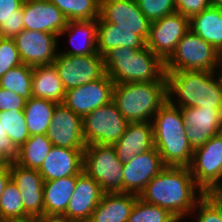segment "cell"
<instances>
[{
	"mask_svg": "<svg viewBox=\"0 0 222 222\" xmlns=\"http://www.w3.org/2000/svg\"><path fill=\"white\" fill-rule=\"evenodd\" d=\"M203 195L204 191L195 183L189 167L166 166L138 198L166 209L180 221L194 214L193 209Z\"/></svg>",
	"mask_w": 222,
	"mask_h": 222,
	"instance_id": "obj_1",
	"label": "cell"
},
{
	"mask_svg": "<svg viewBox=\"0 0 222 222\" xmlns=\"http://www.w3.org/2000/svg\"><path fill=\"white\" fill-rule=\"evenodd\" d=\"M165 72L167 100L172 105L179 108H222V83L216 75V71L183 70Z\"/></svg>",
	"mask_w": 222,
	"mask_h": 222,
	"instance_id": "obj_2",
	"label": "cell"
},
{
	"mask_svg": "<svg viewBox=\"0 0 222 222\" xmlns=\"http://www.w3.org/2000/svg\"><path fill=\"white\" fill-rule=\"evenodd\" d=\"M154 147L165 166L189 167L194 150L186 137L181 109L168 100L152 119Z\"/></svg>",
	"mask_w": 222,
	"mask_h": 222,
	"instance_id": "obj_3",
	"label": "cell"
},
{
	"mask_svg": "<svg viewBox=\"0 0 222 222\" xmlns=\"http://www.w3.org/2000/svg\"><path fill=\"white\" fill-rule=\"evenodd\" d=\"M103 57L105 73L115 84L167 81L165 62L147 46L112 48Z\"/></svg>",
	"mask_w": 222,
	"mask_h": 222,
	"instance_id": "obj_4",
	"label": "cell"
},
{
	"mask_svg": "<svg viewBox=\"0 0 222 222\" xmlns=\"http://www.w3.org/2000/svg\"><path fill=\"white\" fill-rule=\"evenodd\" d=\"M112 101L129 123L152 122L167 101V81L115 84Z\"/></svg>",
	"mask_w": 222,
	"mask_h": 222,
	"instance_id": "obj_5",
	"label": "cell"
},
{
	"mask_svg": "<svg viewBox=\"0 0 222 222\" xmlns=\"http://www.w3.org/2000/svg\"><path fill=\"white\" fill-rule=\"evenodd\" d=\"M83 171L99 183L103 192L123 193V163L113 145L90 144L84 149Z\"/></svg>",
	"mask_w": 222,
	"mask_h": 222,
	"instance_id": "obj_6",
	"label": "cell"
},
{
	"mask_svg": "<svg viewBox=\"0 0 222 222\" xmlns=\"http://www.w3.org/2000/svg\"><path fill=\"white\" fill-rule=\"evenodd\" d=\"M218 54L210 43L189 30L165 61V71H216Z\"/></svg>",
	"mask_w": 222,
	"mask_h": 222,
	"instance_id": "obj_7",
	"label": "cell"
},
{
	"mask_svg": "<svg viewBox=\"0 0 222 222\" xmlns=\"http://www.w3.org/2000/svg\"><path fill=\"white\" fill-rule=\"evenodd\" d=\"M85 144L114 145L124 134L129 122L113 101L82 118Z\"/></svg>",
	"mask_w": 222,
	"mask_h": 222,
	"instance_id": "obj_8",
	"label": "cell"
},
{
	"mask_svg": "<svg viewBox=\"0 0 222 222\" xmlns=\"http://www.w3.org/2000/svg\"><path fill=\"white\" fill-rule=\"evenodd\" d=\"M53 64L66 91L100 79L105 74L104 57L99 54L73 56L58 53Z\"/></svg>",
	"mask_w": 222,
	"mask_h": 222,
	"instance_id": "obj_9",
	"label": "cell"
},
{
	"mask_svg": "<svg viewBox=\"0 0 222 222\" xmlns=\"http://www.w3.org/2000/svg\"><path fill=\"white\" fill-rule=\"evenodd\" d=\"M189 30V18L175 11L159 20L150 22L146 46L165 62Z\"/></svg>",
	"mask_w": 222,
	"mask_h": 222,
	"instance_id": "obj_10",
	"label": "cell"
},
{
	"mask_svg": "<svg viewBox=\"0 0 222 222\" xmlns=\"http://www.w3.org/2000/svg\"><path fill=\"white\" fill-rule=\"evenodd\" d=\"M195 183L205 192L222 179V132L193 152L189 165Z\"/></svg>",
	"mask_w": 222,
	"mask_h": 222,
	"instance_id": "obj_11",
	"label": "cell"
},
{
	"mask_svg": "<svg viewBox=\"0 0 222 222\" xmlns=\"http://www.w3.org/2000/svg\"><path fill=\"white\" fill-rule=\"evenodd\" d=\"M97 22L116 24L118 28L132 30L147 42L150 21L138 7L136 0H100Z\"/></svg>",
	"mask_w": 222,
	"mask_h": 222,
	"instance_id": "obj_12",
	"label": "cell"
},
{
	"mask_svg": "<svg viewBox=\"0 0 222 222\" xmlns=\"http://www.w3.org/2000/svg\"><path fill=\"white\" fill-rule=\"evenodd\" d=\"M114 81L105 73L100 79L69 89L63 103L82 118L113 99Z\"/></svg>",
	"mask_w": 222,
	"mask_h": 222,
	"instance_id": "obj_13",
	"label": "cell"
},
{
	"mask_svg": "<svg viewBox=\"0 0 222 222\" xmlns=\"http://www.w3.org/2000/svg\"><path fill=\"white\" fill-rule=\"evenodd\" d=\"M13 39L23 64L32 67L53 64L58 54L56 34L23 29Z\"/></svg>",
	"mask_w": 222,
	"mask_h": 222,
	"instance_id": "obj_14",
	"label": "cell"
},
{
	"mask_svg": "<svg viewBox=\"0 0 222 222\" xmlns=\"http://www.w3.org/2000/svg\"><path fill=\"white\" fill-rule=\"evenodd\" d=\"M48 140L55 146L68 149H85L82 117L64 103H57L47 130Z\"/></svg>",
	"mask_w": 222,
	"mask_h": 222,
	"instance_id": "obj_15",
	"label": "cell"
},
{
	"mask_svg": "<svg viewBox=\"0 0 222 222\" xmlns=\"http://www.w3.org/2000/svg\"><path fill=\"white\" fill-rule=\"evenodd\" d=\"M186 137L193 150L222 132V108H180Z\"/></svg>",
	"mask_w": 222,
	"mask_h": 222,
	"instance_id": "obj_16",
	"label": "cell"
},
{
	"mask_svg": "<svg viewBox=\"0 0 222 222\" xmlns=\"http://www.w3.org/2000/svg\"><path fill=\"white\" fill-rule=\"evenodd\" d=\"M166 166L155 147L123 163V193L139 194Z\"/></svg>",
	"mask_w": 222,
	"mask_h": 222,
	"instance_id": "obj_17",
	"label": "cell"
},
{
	"mask_svg": "<svg viewBox=\"0 0 222 222\" xmlns=\"http://www.w3.org/2000/svg\"><path fill=\"white\" fill-rule=\"evenodd\" d=\"M11 179L21 192L24 205V219L37 218L44 214L43 185L44 179L36 169L22 167L10 161Z\"/></svg>",
	"mask_w": 222,
	"mask_h": 222,
	"instance_id": "obj_18",
	"label": "cell"
},
{
	"mask_svg": "<svg viewBox=\"0 0 222 222\" xmlns=\"http://www.w3.org/2000/svg\"><path fill=\"white\" fill-rule=\"evenodd\" d=\"M24 29L59 34L67 26V18L50 0H24Z\"/></svg>",
	"mask_w": 222,
	"mask_h": 222,
	"instance_id": "obj_19",
	"label": "cell"
},
{
	"mask_svg": "<svg viewBox=\"0 0 222 222\" xmlns=\"http://www.w3.org/2000/svg\"><path fill=\"white\" fill-rule=\"evenodd\" d=\"M104 194L99 183L82 171L77 174L76 186L64 215L76 222H88Z\"/></svg>",
	"mask_w": 222,
	"mask_h": 222,
	"instance_id": "obj_20",
	"label": "cell"
},
{
	"mask_svg": "<svg viewBox=\"0 0 222 222\" xmlns=\"http://www.w3.org/2000/svg\"><path fill=\"white\" fill-rule=\"evenodd\" d=\"M84 149H68L53 145L38 170L44 181L56 180L83 171Z\"/></svg>",
	"mask_w": 222,
	"mask_h": 222,
	"instance_id": "obj_21",
	"label": "cell"
},
{
	"mask_svg": "<svg viewBox=\"0 0 222 222\" xmlns=\"http://www.w3.org/2000/svg\"><path fill=\"white\" fill-rule=\"evenodd\" d=\"M122 163L134 155L142 154L154 147L152 122L129 123L122 137L113 145Z\"/></svg>",
	"mask_w": 222,
	"mask_h": 222,
	"instance_id": "obj_22",
	"label": "cell"
},
{
	"mask_svg": "<svg viewBox=\"0 0 222 222\" xmlns=\"http://www.w3.org/2000/svg\"><path fill=\"white\" fill-rule=\"evenodd\" d=\"M137 198L129 193H106L88 222H128Z\"/></svg>",
	"mask_w": 222,
	"mask_h": 222,
	"instance_id": "obj_23",
	"label": "cell"
},
{
	"mask_svg": "<svg viewBox=\"0 0 222 222\" xmlns=\"http://www.w3.org/2000/svg\"><path fill=\"white\" fill-rule=\"evenodd\" d=\"M97 26V19L68 21L67 26L63 29L59 36H64L65 33L69 32V42L75 48L73 47V49L71 48L68 51H61L59 53L73 56L99 54L97 52ZM78 37H81L82 40H78L79 43H76V38Z\"/></svg>",
	"mask_w": 222,
	"mask_h": 222,
	"instance_id": "obj_24",
	"label": "cell"
},
{
	"mask_svg": "<svg viewBox=\"0 0 222 222\" xmlns=\"http://www.w3.org/2000/svg\"><path fill=\"white\" fill-rule=\"evenodd\" d=\"M146 42L132 30L118 28L116 24L98 22L97 26V52L104 56L112 48L126 47L142 49Z\"/></svg>",
	"mask_w": 222,
	"mask_h": 222,
	"instance_id": "obj_25",
	"label": "cell"
},
{
	"mask_svg": "<svg viewBox=\"0 0 222 222\" xmlns=\"http://www.w3.org/2000/svg\"><path fill=\"white\" fill-rule=\"evenodd\" d=\"M66 90L54 64L35 66L32 79V97L63 103Z\"/></svg>",
	"mask_w": 222,
	"mask_h": 222,
	"instance_id": "obj_26",
	"label": "cell"
},
{
	"mask_svg": "<svg viewBox=\"0 0 222 222\" xmlns=\"http://www.w3.org/2000/svg\"><path fill=\"white\" fill-rule=\"evenodd\" d=\"M77 175L44 181L43 202L44 213L64 214L75 189Z\"/></svg>",
	"mask_w": 222,
	"mask_h": 222,
	"instance_id": "obj_27",
	"label": "cell"
},
{
	"mask_svg": "<svg viewBox=\"0 0 222 222\" xmlns=\"http://www.w3.org/2000/svg\"><path fill=\"white\" fill-rule=\"evenodd\" d=\"M190 30L222 51V10L208 7L189 19Z\"/></svg>",
	"mask_w": 222,
	"mask_h": 222,
	"instance_id": "obj_28",
	"label": "cell"
},
{
	"mask_svg": "<svg viewBox=\"0 0 222 222\" xmlns=\"http://www.w3.org/2000/svg\"><path fill=\"white\" fill-rule=\"evenodd\" d=\"M57 103L43 98L31 97L23 109L27 129L30 134L46 135Z\"/></svg>",
	"mask_w": 222,
	"mask_h": 222,
	"instance_id": "obj_29",
	"label": "cell"
},
{
	"mask_svg": "<svg viewBox=\"0 0 222 222\" xmlns=\"http://www.w3.org/2000/svg\"><path fill=\"white\" fill-rule=\"evenodd\" d=\"M52 146L46 135H32L18 149L14 162L25 168L39 170Z\"/></svg>",
	"mask_w": 222,
	"mask_h": 222,
	"instance_id": "obj_30",
	"label": "cell"
},
{
	"mask_svg": "<svg viewBox=\"0 0 222 222\" xmlns=\"http://www.w3.org/2000/svg\"><path fill=\"white\" fill-rule=\"evenodd\" d=\"M33 70L34 67L26 64L9 69L0 78V87L29 100L32 97Z\"/></svg>",
	"mask_w": 222,
	"mask_h": 222,
	"instance_id": "obj_31",
	"label": "cell"
},
{
	"mask_svg": "<svg viewBox=\"0 0 222 222\" xmlns=\"http://www.w3.org/2000/svg\"><path fill=\"white\" fill-rule=\"evenodd\" d=\"M24 0H0V37L13 39L24 29Z\"/></svg>",
	"mask_w": 222,
	"mask_h": 222,
	"instance_id": "obj_32",
	"label": "cell"
},
{
	"mask_svg": "<svg viewBox=\"0 0 222 222\" xmlns=\"http://www.w3.org/2000/svg\"><path fill=\"white\" fill-rule=\"evenodd\" d=\"M70 20H94L100 16V0H50Z\"/></svg>",
	"mask_w": 222,
	"mask_h": 222,
	"instance_id": "obj_33",
	"label": "cell"
},
{
	"mask_svg": "<svg viewBox=\"0 0 222 222\" xmlns=\"http://www.w3.org/2000/svg\"><path fill=\"white\" fill-rule=\"evenodd\" d=\"M0 122L4 131L17 149L30 137L23 110L0 112Z\"/></svg>",
	"mask_w": 222,
	"mask_h": 222,
	"instance_id": "obj_34",
	"label": "cell"
},
{
	"mask_svg": "<svg viewBox=\"0 0 222 222\" xmlns=\"http://www.w3.org/2000/svg\"><path fill=\"white\" fill-rule=\"evenodd\" d=\"M24 219V205L21 192L11 179L0 197V222Z\"/></svg>",
	"mask_w": 222,
	"mask_h": 222,
	"instance_id": "obj_35",
	"label": "cell"
},
{
	"mask_svg": "<svg viewBox=\"0 0 222 222\" xmlns=\"http://www.w3.org/2000/svg\"><path fill=\"white\" fill-rule=\"evenodd\" d=\"M128 222H179V220L166 209L137 198Z\"/></svg>",
	"mask_w": 222,
	"mask_h": 222,
	"instance_id": "obj_36",
	"label": "cell"
},
{
	"mask_svg": "<svg viewBox=\"0 0 222 222\" xmlns=\"http://www.w3.org/2000/svg\"><path fill=\"white\" fill-rule=\"evenodd\" d=\"M138 7L150 22L176 11L175 0H136Z\"/></svg>",
	"mask_w": 222,
	"mask_h": 222,
	"instance_id": "obj_37",
	"label": "cell"
},
{
	"mask_svg": "<svg viewBox=\"0 0 222 222\" xmlns=\"http://www.w3.org/2000/svg\"><path fill=\"white\" fill-rule=\"evenodd\" d=\"M21 64L23 63L14 39L0 37V78L9 69Z\"/></svg>",
	"mask_w": 222,
	"mask_h": 222,
	"instance_id": "obj_38",
	"label": "cell"
},
{
	"mask_svg": "<svg viewBox=\"0 0 222 222\" xmlns=\"http://www.w3.org/2000/svg\"><path fill=\"white\" fill-rule=\"evenodd\" d=\"M197 209H198L197 213L198 216L195 222H222V216L219 210L204 195L197 202L193 211L197 212Z\"/></svg>",
	"mask_w": 222,
	"mask_h": 222,
	"instance_id": "obj_39",
	"label": "cell"
},
{
	"mask_svg": "<svg viewBox=\"0 0 222 222\" xmlns=\"http://www.w3.org/2000/svg\"><path fill=\"white\" fill-rule=\"evenodd\" d=\"M175 1H176V11L189 19L211 6V0H175Z\"/></svg>",
	"mask_w": 222,
	"mask_h": 222,
	"instance_id": "obj_40",
	"label": "cell"
},
{
	"mask_svg": "<svg viewBox=\"0 0 222 222\" xmlns=\"http://www.w3.org/2000/svg\"><path fill=\"white\" fill-rule=\"evenodd\" d=\"M26 100L12 91L0 87V112L23 110Z\"/></svg>",
	"mask_w": 222,
	"mask_h": 222,
	"instance_id": "obj_41",
	"label": "cell"
},
{
	"mask_svg": "<svg viewBox=\"0 0 222 222\" xmlns=\"http://www.w3.org/2000/svg\"><path fill=\"white\" fill-rule=\"evenodd\" d=\"M18 155V149L7 138V133L4 131L3 126L0 122V156L6 161H14Z\"/></svg>",
	"mask_w": 222,
	"mask_h": 222,
	"instance_id": "obj_42",
	"label": "cell"
},
{
	"mask_svg": "<svg viewBox=\"0 0 222 222\" xmlns=\"http://www.w3.org/2000/svg\"><path fill=\"white\" fill-rule=\"evenodd\" d=\"M204 196L214 204L222 216V182L211 185L204 192Z\"/></svg>",
	"mask_w": 222,
	"mask_h": 222,
	"instance_id": "obj_43",
	"label": "cell"
},
{
	"mask_svg": "<svg viewBox=\"0 0 222 222\" xmlns=\"http://www.w3.org/2000/svg\"><path fill=\"white\" fill-rule=\"evenodd\" d=\"M10 180V162H6L0 166V197Z\"/></svg>",
	"mask_w": 222,
	"mask_h": 222,
	"instance_id": "obj_44",
	"label": "cell"
},
{
	"mask_svg": "<svg viewBox=\"0 0 222 222\" xmlns=\"http://www.w3.org/2000/svg\"><path fill=\"white\" fill-rule=\"evenodd\" d=\"M37 222H76L69 219L64 214H47L44 213L42 216L36 218Z\"/></svg>",
	"mask_w": 222,
	"mask_h": 222,
	"instance_id": "obj_45",
	"label": "cell"
},
{
	"mask_svg": "<svg viewBox=\"0 0 222 222\" xmlns=\"http://www.w3.org/2000/svg\"><path fill=\"white\" fill-rule=\"evenodd\" d=\"M217 67H218V68H216V71L219 70V72H216V73H217V74L219 73L218 77L220 78L221 83H222V51H220L219 54H218ZM217 69H218V70H217Z\"/></svg>",
	"mask_w": 222,
	"mask_h": 222,
	"instance_id": "obj_46",
	"label": "cell"
},
{
	"mask_svg": "<svg viewBox=\"0 0 222 222\" xmlns=\"http://www.w3.org/2000/svg\"><path fill=\"white\" fill-rule=\"evenodd\" d=\"M2 222H37V219L33 217H28L25 219L5 220Z\"/></svg>",
	"mask_w": 222,
	"mask_h": 222,
	"instance_id": "obj_47",
	"label": "cell"
},
{
	"mask_svg": "<svg viewBox=\"0 0 222 222\" xmlns=\"http://www.w3.org/2000/svg\"><path fill=\"white\" fill-rule=\"evenodd\" d=\"M211 6L222 10V0H211Z\"/></svg>",
	"mask_w": 222,
	"mask_h": 222,
	"instance_id": "obj_48",
	"label": "cell"
},
{
	"mask_svg": "<svg viewBox=\"0 0 222 222\" xmlns=\"http://www.w3.org/2000/svg\"><path fill=\"white\" fill-rule=\"evenodd\" d=\"M6 163V161L0 156V166Z\"/></svg>",
	"mask_w": 222,
	"mask_h": 222,
	"instance_id": "obj_49",
	"label": "cell"
}]
</instances>
